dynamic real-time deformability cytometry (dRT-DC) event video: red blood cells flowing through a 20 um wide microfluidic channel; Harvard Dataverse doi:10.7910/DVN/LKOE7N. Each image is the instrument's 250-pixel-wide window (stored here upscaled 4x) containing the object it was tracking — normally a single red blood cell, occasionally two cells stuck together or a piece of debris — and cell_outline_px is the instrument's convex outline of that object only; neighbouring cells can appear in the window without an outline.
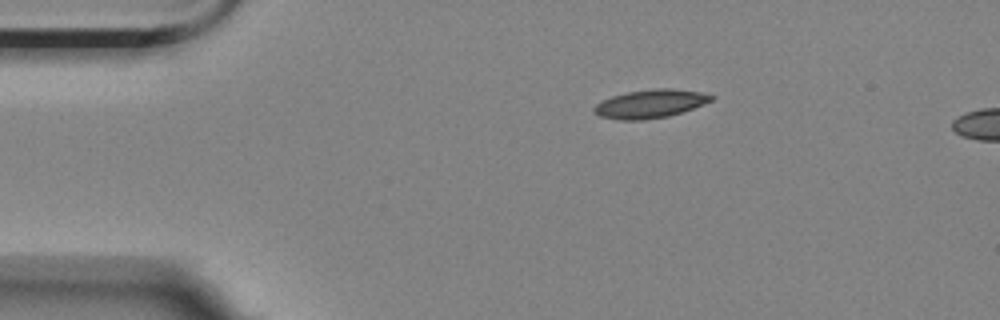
{"species": "Egyptian fruit bat (a non-hibernating species)", "species_latin": "Rousettus aegyptiacus", "temperature_condition": "room temperature", "stored_images_in_passage": 4, "camera_frame_rate_fps": 3000, "um_per_image_px": 0.085, "animal": {"sex": "female"}, "frame": {"image": 1, "passage_image": 1, "time_ms": 0.0, "image_size_px": [1000, 320], "cell_outline_px": [[716, 96], [712, 100], [692, 108], [668, 116], [644, 120], [620, 120], [600, 116], [592, 112], [592, 108], [600, 100], [612, 96], [628, 92], [656, 88], [672, 88], [700, 92]], "centroid_in_image_um": [55.22, 8.82], "position_along_channel_um": 29.8, "area_um2": 19.36}}
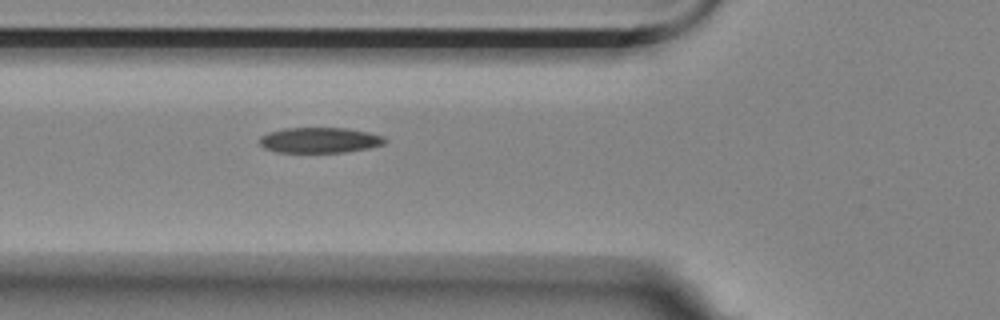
{"frame": {"image": 2, "passage_image": 4, "time_ms": 1.0, "image_size_px": [1000, 320], "cell_outline_px": [[388, 140], [384, 144], [368, 148], [344, 152], [276, 152], [264, 148], [260, 144], [260, 136], [268, 132], [284, 128], [348, 128], [368, 132], [384, 136]], "centroid_in_image_um": [27.18, 11.91], "position_along_channel_um": 98.6, "area_um2": 18.67}}